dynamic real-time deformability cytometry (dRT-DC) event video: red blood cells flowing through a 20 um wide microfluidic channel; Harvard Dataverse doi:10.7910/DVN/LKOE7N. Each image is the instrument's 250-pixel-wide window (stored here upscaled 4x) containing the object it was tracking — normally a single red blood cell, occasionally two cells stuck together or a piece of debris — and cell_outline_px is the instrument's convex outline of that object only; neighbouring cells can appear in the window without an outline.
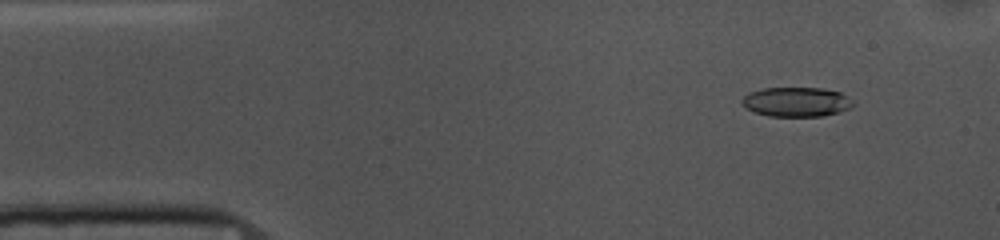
{"species": "common noctule bat (a hibernating species)", "species_latin": "Nyctalus noctula", "temperature_condition": "cold", "stored_images_in_passage": 53, "camera_frame_rate_fps": 3000, "um_per_image_px": 0.085, "animal": {"sex": "female", "body_mass_g": 10.0, "forearm_length_mm": 53.1}, "frame": {"image": 1, "passage_image": 5, "time_ms": 1.333, "image_size_px": [1000, 240], "cell_outline_px": [[856, 104], [840, 112], [824, 116], [768, 116], [752, 112], [744, 108], [740, 100], [748, 92], [764, 88], [824, 88], [840, 92], [852, 100]], "centroid_in_image_um": [67.66, 8.66], "position_along_channel_um": 17.3, "area_um2": 19.36}}
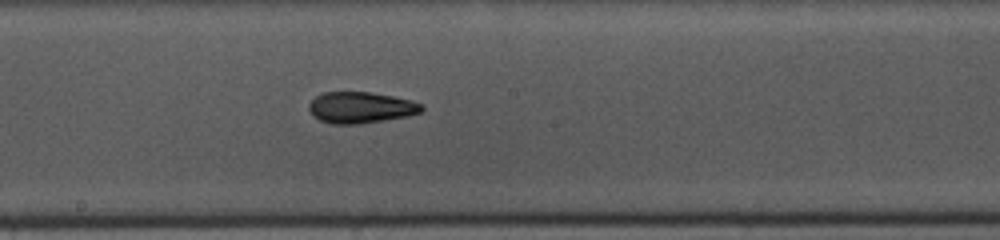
{"frame": {"image": 2, "passage_image": 27, "time_ms": 8.667, "image_size_px": [1000, 240], "cell_outline_px": [[424, 108], [420, 112], [408, 116], [360, 124], [332, 124], [320, 120], [312, 116], [308, 108], [308, 104], [316, 96], [324, 92], [372, 92], [412, 100], [424, 104]], "centroid_in_image_um": [30.66, 9.14], "position_along_channel_um": 217.5, "area_um2": 20.69}}
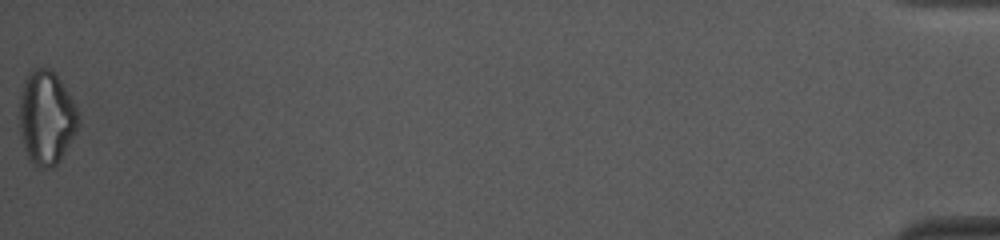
{"frame": {"image": 3, "passage_image": 53, "time_ms": 17.333, "image_size_px": [1000, 240], "cell_outline_px": [[80, 124], [56, 164], [52, 168], [44, 168], [36, 164], [28, 156], [20, 132], [20, 96], [24, 80], [28, 72], [32, 68], [48, 68], [60, 80], [72, 100], [76, 108], [80, 120]], "centroid_in_image_um": [3.94, 9.96], "position_along_channel_um": 431.3, "area_um2": 31.5}, "authors_computed_cell_mechanics": {"area_um2": 20.5768, "velocity_mm_per_s": 3.6957, "shape_relaxation_time_tau1_ms": 3.4709, "shape_relaxation_time_tau2_ms": 4.9963, "deformation_change_tau1": 0.1494, "deformation_change_tau2": 0.1367}}